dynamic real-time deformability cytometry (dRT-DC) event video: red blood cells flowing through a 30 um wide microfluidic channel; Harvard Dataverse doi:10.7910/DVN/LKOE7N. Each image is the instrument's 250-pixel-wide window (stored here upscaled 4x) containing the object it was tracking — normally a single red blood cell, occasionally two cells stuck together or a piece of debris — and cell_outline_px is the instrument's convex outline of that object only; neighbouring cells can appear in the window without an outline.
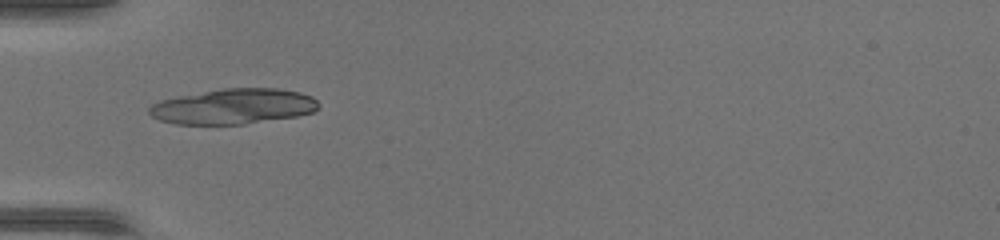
{"species": "common noctule bat (a hibernating species)", "species_latin": "Nyctalus noctula", "temperature_condition": "warm", "stored_images_in_passage": 31, "camera_frame_rate_fps": 3000, "um_per_image_px": 0.085, "animal": {"sex": "female", "body_mass_g": 17.0, "forearm_length_mm": 48.0}, "frame": {"image": 1, "passage_image": 1, "time_ms": 0.0, "image_size_px": [1000, 240], "cell_outline_px": [[320, 108], [312, 112], [296, 116], [244, 124], [176, 124], [160, 120], [152, 116], [148, 112], [148, 108], [152, 104], [160, 100], [180, 96], [224, 88], [276, 88], [300, 92], [312, 96], [320, 104]], "centroid_in_image_um": [19.86, 9.04], "position_along_channel_um": 65.1, "area_um2": 34.8}}
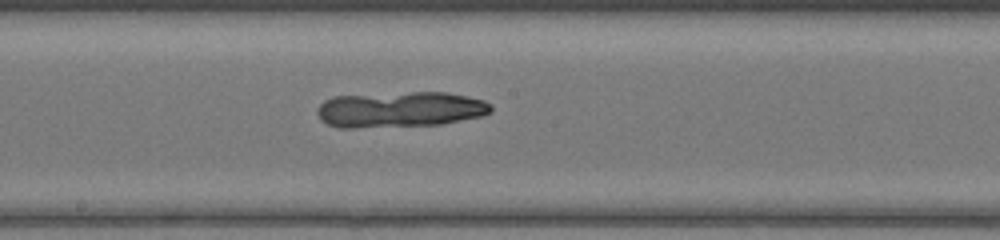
{"frame": {"image": 2, "passage_image": 11, "time_ms": 3.333, "image_size_px": [1000, 240], "cell_outline_px": [[492, 112], [484, 116], [440, 124], [352, 128], [340, 128], [328, 124], [320, 120], [316, 112], [316, 108], [324, 100], [332, 96], [412, 92], [444, 92], [468, 96], [484, 100], [492, 104]], "centroid_in_image_um": [34.0, 9.3], "position_along_channel_um": 214.2, "area_um2": 36.47}}
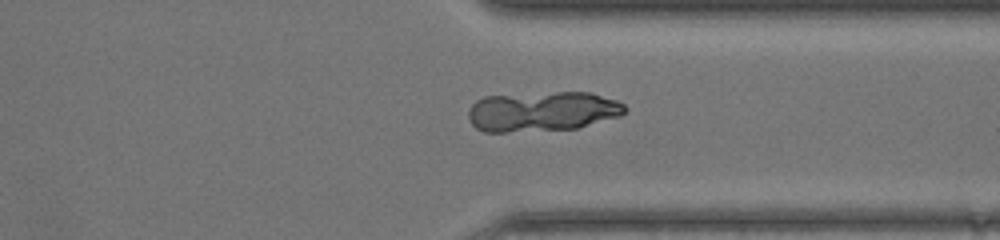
{"frame": {"image": 3, "passage_image": 21, "time_ms": 6.667, "image_size_px": [1000, 240], "cell_outline_px": [[628, 108], [620, 116], [576, 128], [504, 132], [484, 132], [476, 128], [468, 120], [468, 112], [472, 104], [476, 100], [484, 96], [556, 92], [592, 92], [616, 100], [624, 104]], "centroid_in_image_um": [46.08, 9.46], "position_along_channel_um": 365.3, "area_um2": 36.47}}